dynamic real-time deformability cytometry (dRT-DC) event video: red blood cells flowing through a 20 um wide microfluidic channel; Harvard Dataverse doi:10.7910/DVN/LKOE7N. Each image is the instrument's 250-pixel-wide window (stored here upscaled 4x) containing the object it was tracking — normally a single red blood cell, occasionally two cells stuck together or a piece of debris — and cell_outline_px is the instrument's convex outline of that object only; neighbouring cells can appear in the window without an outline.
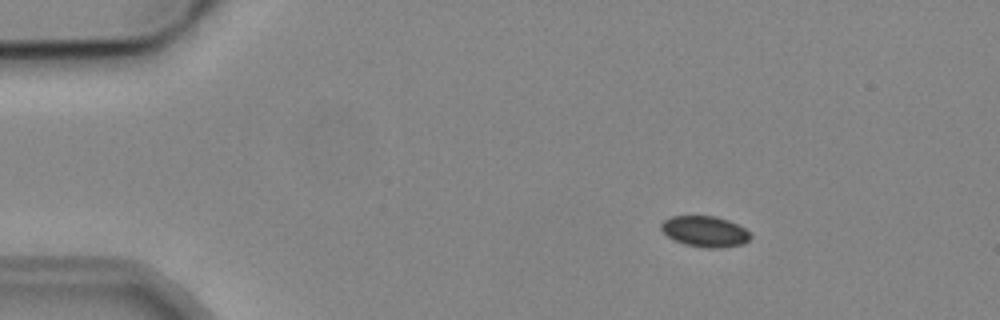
{"species": "common noctule bat (a hibernating species)", "species_latin": "Nyctalus noctula", "temperature_condition": "cold", "stored_images_in_passage": 6, "camera_frame_rate_fps": 3000, "um_per_image_px": 0.085, "animal": {"sex": "male", "body_mass_g": 19.2, "forearm_length_mm": 51.8}, "frame": {"image": 1, "passage_image": 3, "time_ms": 2.333, "image_size_px": [1000, 320], "cell_outline_px": [[752, 236], [744, 244], [720, 248], [708, 248], [684, 244], [668, 236], [660, 228], [660, 224], [664, 220], [672, 216], [716, 216], [728, 220], [744, 228]], "centroid_in_image_um": [59.92, 19.67], "position_along_channel_um": 25.1, "area_um2": 15.95}}